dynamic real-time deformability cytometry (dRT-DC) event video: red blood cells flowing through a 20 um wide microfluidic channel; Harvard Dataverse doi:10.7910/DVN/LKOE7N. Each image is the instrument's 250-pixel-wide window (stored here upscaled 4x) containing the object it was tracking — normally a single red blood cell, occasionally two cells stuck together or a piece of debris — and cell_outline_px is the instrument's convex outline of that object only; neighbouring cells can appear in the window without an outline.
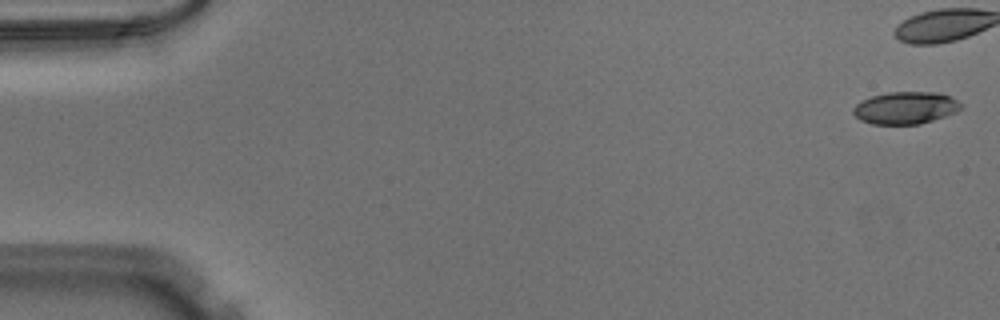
{"species": "Egyptian fruit bat (a non-hibernating species)", "species_latin": "Rousettus aegyptiacus", "temperature_condition": "warm", "stored_images_in_passage": 41, "camera_frame_rate_fps": 3000, "um_per_image_px": 0.085, "animal": {"sex": "male"}, "frame": {"image": 1, "passage_image": 1, "time_ms": 0.0, "image_size_px": [1000, 320], "cell_outline_px": [[964, 104], [956, 112], [920, 124], [872, 124], [860, 120], [852, 112], [852, 108], [860, 100], [872, 96], [888, 92], [940, 92], [952, 96]], "centroid_in_image_um": [76.98, 9.15], "position_along_channel_um": 8.0, "area_um2": 20.46}}